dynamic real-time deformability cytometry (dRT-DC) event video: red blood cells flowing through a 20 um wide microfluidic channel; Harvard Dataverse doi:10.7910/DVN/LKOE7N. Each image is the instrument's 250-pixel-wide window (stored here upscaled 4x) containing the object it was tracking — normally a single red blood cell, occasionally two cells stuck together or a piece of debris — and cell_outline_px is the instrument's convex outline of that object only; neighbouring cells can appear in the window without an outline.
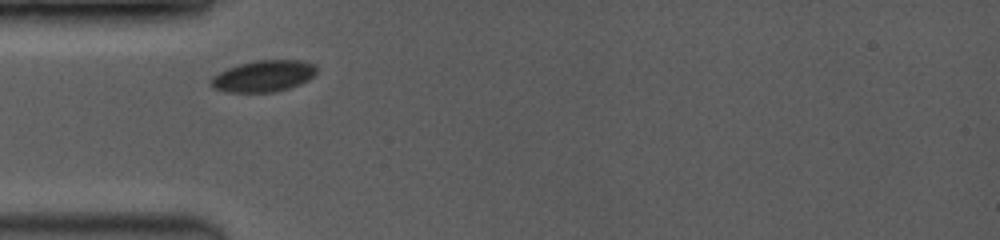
{"species": "common noctule bat (a hibernating species)", "species_latin": "Nyctalus noctula", "temperature_condition": "room temperature", "stored_images_in_passage": 6, "camera_frame_rate_fps": 3500, "um_per_image_px": 0.085, "animal": {"sex": "female", "body_mass_g": 19.0, "forearm_length_mm": 53.3}, "frame": {"image": 1, "passage_image": 1, "time_ms": 0.0, "image_size_px": [1000, 240], "cell_outline_px": [[316, 72], [308, 80], [300, 84], [288, 88], [272, 92], [228, 92], [212, 88], [208, 84], [208, 80], [212, 76], [228, 68], [240, 64], [256, 60], [304, 60], [312, 64], [316, 68]], "centroid_in_image_um": [22.35, 6.47], "position_along_channel_um": 62.7, "area_um2": 19.36}}
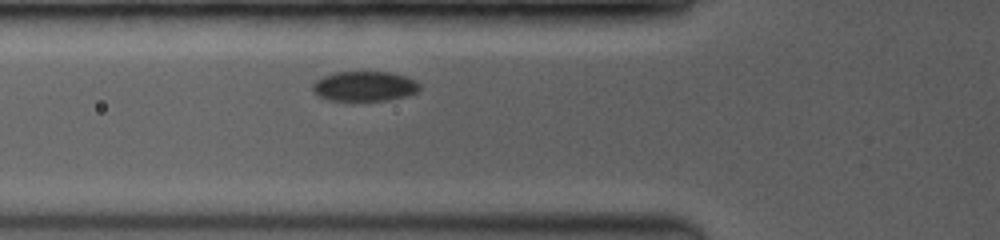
{"frame": {"image": 2, "passage_image": 4, "time_ms": 0.857, "image_size_px": [1000, 240], "cell_outline_px": [[420, 88], [416, 92], [408, 96], [388, 100], [352, 104], [328, 100], [312, 92], [312, 84], [316, 80], [324, 76], [336, 72], [392, 72], [416, 80], [420, 84]], "centroid_in_image_um": [30.96, 7.38], "position_along_channel_um": 94.8, "area_um2": 19.54}}